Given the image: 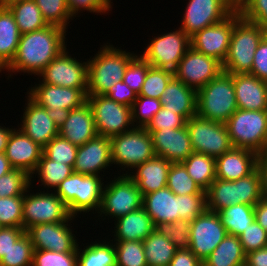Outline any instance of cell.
Instances as JSON below:
<instances>
[{
  "label": "cell",
  "instance_id": "1",
  "mask_svg": "<svg viewBox=\"0 0 267 266\" xmlns=\"http://www.w3.org/2000/svg\"><path fill=\"white\" fill-rule=\"evenodd\" d=\"M66 30L55 25L21 34L16 55L3 70L39 75L44 68L66 49Z\"/></svg>",
  "mask_w": 267,
  "mask_h": 266
},
{
  "label": "cell",
  "instance_id": "2",
  "mask_svg": "<svg viewBox=\"0 0 267 266\" xmlns=\"http://www.w3.org/2000/svg\"><path fill=\"white\" fill-rule=\"evenodd\" d=\"M106 43L88 62L87 95H105L110 87L123 80L126 67L136 56Z\"/></svg>",
  "mask_w": 267,
  "mask_h": 266
},
{
  "label": "cell",
  "instance_id": "3",
  "mask_svg": "<svg viewBox=\"0 0 267 266\" xmlns=\"http://www.w3.org/2000/svg\"><path fill=\"white\" fill-rule=\"evenodd\" d=\"M261 199V176L256 168L235 181L216 178L206 190V209L219 213L235 204L255 206Z\"/></svg>",
  "mask_w": 267,
  "mask_h": 266
},
{
  "label": "cell",
  "instance_id": "4",
  "mask_svg": "<svg viewBox=\"0 0 267 266\" xmlns=\"http://www.w3.org/2000/svg\"><path fill=\"white\" fill-rule=\"evenodd\" d=\"M237 109L233 74L222 71L197 91V115L201 118L226 123Z\"/></svg>",
  "mask_w": 267,
  "mask_h": 266
},
{
  "label": "cell",
  "instance_id": "5",
  "mask_svg": "<svg viewBox=\"0 0 267 266\" xmlns=\"http://www.w3.org/2000/svg\"><path fill=\"white\" fill-rule=\"evenodd\" d=\"M102 176L84 175L73 172L59 184L54 193L68 207L69 213L76 217L77 213L99 212L102 201L104 180Z\"/></svg>",
  "mask_w": 267,
  "mask_h": 266
},
{
  "label": "cell",
  "instance_id": "6",
  "mask_svg": "<svg viewBox=\"0 0 267 266\" xmlns=\"http://www.w3.org/2000/svg\"><path fill=\"white\" fill-rule=\"evenodd\" d=\"M264 37V30L242 16L235 22L228 55L222 64L228 74L251 73L254 54L259 42Z\"/></svg>",
  "mask_w": 267,
  "mask_h": 266
},
{
  "label": "cell",
  "instance_id": "7",
  "mask_svg": "<svg viewBox=\"0 0 267 266\" xmlns=\"http://www.w3.org/2000/svg\"><path fill=\"white\" fill-rule=\"evenodd\" d=\"M225 125L234 148L267 151V110L237 109Z\"/></svg>",
  "mask_w": 267,
  "mask_h": 266
},
{
  "label": "cell",
  "instance_id": "8",
  "mask_svg": "<svg viewBox=\"0 0 267 266\" xmlns=\"http://www.w3.org/2000/svg\"><path fill=\"white\" fill-rule=\"evenodd\" d=\"M110 142L111 161L123 171L126 168L128 172L133 171V168L156 156L152 136L145 127H133L125 133L110 137Z\"/></svg>",
  "mask_w": 267,
  "mask_h": 266
},
{
  "label": "cell",
  "instance_id": "9",
  "mask_svg": "<svg viewBox=\"0 0 267 266\" xmlns=\"http://www.w3.org/2000/svg\"><path fill=\"white\" fill-rule=\"evenodd\" d=\"M103 187L99 216L118 219L142 208L143 196L136 183L128 175L114 177ZM104 214V215H103ZM109 215V216H108Z\"/></svg>",
  "mask_w": 267,
  "mask_h": 266
},
{
  "label": "cell",
  "instance_id": "10",
  "mask_svg": "<svg viewBox=\"0 0 267 266\" xmlns=\"http://www.w3.org/2000/svg\"><path fill=\"white\" fill-rule=\"evenodd\" d=\"M186 127L194 152L216 159L233 148L225 123L195 115L186 121Z\"/></svg>",
  "mask_w": 267,
  "mask_h": 266
},
{
  "label": "cell",
  "instance_id": "11",
  "mask_svg": "<svg viewBox=\"0 0 267 266\" xmlns=\"http://www.w3.org/2000/svg\"><path fill=\"white\" fill-rule=\"evenodd\" d=\"M28 188L23 196V228L43 223L73 221L76 217L69 213L68 207L54 191L33 192ZM30 193V195H29Z\"/></svg>",
  "mask_w": 267,
  "mask_h": 266
},
{
  "label": "cell",
  "instance_id": "12",
  "mask_svg": "<svg viewBox=\"0 0 267 266\" xmlns=\"http://www.w3.org/2000/svg\"><path fill=\"white\" fill-rule=\"evenodd\" d=\"M178 29L154 36L140 55L152 67L174 72L191 47L190 37L180 27Z\"/></svg>",
  "mask_w": 267,
  "mask_h": 266
},
{
  "label": "cell",
  "instance_id": "13",
  "mask_svg": "<svg viewBox=\"0 0 267 266\" xmlns=\"http://www.w3.org/2000/svg\"><path fill=\"white\" fill-rule=\"evenodd\" d=\"M87 102L92 108L98 135L110 138L133 128L131 107L105 95H87Z\"/></svg>",
  "mask_w": 267,
  "mask_h": 266
},
{
  "label": "cell",
  "instance_id": "14",
  "mask_svg": "<svg viewBox=\"0 0 267 266\" xmlns=\"http://www.w3.org/2000/svg\"><path fill=\"white\" fill-rule=\"evenodd\" d=\"M35 84L27 95L39 106L46 108L60 120L70 110L81 107L87 102L88 88H70L48 83Z\"/></svg>",
  "mask_w": 267,
  "mask_h": 266
},
{
  "label": "cell",
  "instance_id": "15",
  "mask_svg": "<svg viewBox=\"0 0 267 266\" xmlns=\"http://www.w3.org/2000/svg\"><path fill=\"white\" fill-rule=\"evenodd\" d=\"M227 234L220 214L205 209L191 221L189 249L203 262Z\"/></svg>",
  "mask_w": 267,
  "mask_h": 266
},
{
  "label": "cell",
  "instance_id": "16",
  "mask_svg": "<svg viewBox=\"0 0 267 266\" xmlns=\"http://www.w3.org/2000/svg\"><path fill=\"white\" fill-rule=\"evenodd\" d=\"M180 28L191 38L202 29L219 23L236 8V0H189Z\"/></svg>",
  "mask_w": 267,
  "mask_h": 266
},
{
  "label": "cell",
  "instance_id": "17",
  "mask_svg": "<svg viewBox=\"0 0 267 266\" xmlns=\"http://www.w3.org/2000/svg\"><path fill=\"white\" fill-rule=\"evenodd\" d=\"M241 17L236 8L221 22L210 25L190 38L191 47L204 55L216 58L223 64L225 61L235 22Z\"/></svg>",
  "mask_w": 267,
  "mask_h": 266
},
{
  "label": "cell",
  "instance_id": "18",
  "mask_svg": "<svg viewBox=\"0 0 267 266\" xmlns=\"http://www.w3.org/2000/svg\"><path fill=\"white\" fill-rule=\"evenodd\" d=\"M222 71V63L216 58L204 55L190 47L174 71V77L198 91Z\"/></svg>",
  "mask_w": 267,
  "mask_h": 266
},
{
  "label": "cell",
  "instance_id": "19",
  "mask_svg": "<svg viewBox=\"0 0 267 266\" xmlns=\"http://www.w3.org/2000/svg\"><path fill=\"white\" fill-rule=\"evenodd\" d=\"M43 83L51 85L88 88V62H80L69 55L67 48L55 57L38 75Z\"/></svg>",
  "mask_w": 267,
  "mask_h": 266
},
{
  "label": "cell",
  "instance_id": "20",
  "mask_svg": "<svg viewBox=\"0 0 267 266\" xmlns=\"http://www.w3.org/2000/svg\"><path fill=\"white\" fill-rule=\"evenodd\" d=\"M69 221L43 223L30 226L25 230L34 250L54 252H77V237L73 234Z\"/></svg>",
  "mask_w": 267,
  "mask_h": 266
},
{
  "label": "cell",
  "instance_id": "21",
  "mask_svg": "<svg viewBox=\"0 0 267 266\" xmlns=\"http://www.w3.org/2000/svg\"><path fill=\"white\" fill-rule=\"evenodd\" d=\"M28 97V98H27ZM23 109L20 129L33 142L44 148L54 137L59 135V120L46 108L39 106L28 95Z\"/></svg>",
  "mask_w": 267,
  "mask_h": 266
},
{
  "label": "cell",
  "instance_id": "22",
  "mask_svg": "<svg viewBox=\"0 0 267 266\" xmlns=\"http://www.w3.org/2000/svg\"><path fill=\"white\" fill-rule=\"evenodd\" d=\"M111 164V142L109 137L97 135L77 149L73 171L84 175L100 176ZM103 169V170H102Z\"/></svg>",
  "mask_w": 267,
  "mask_h": 266
},
{
  "label": "cell",
  "instance_id": "23",
  "mask_svg": "<svg viewBox=\"0 0 267 266\" xmlns=\"http://www.w3.org/2000/svg\"><path fill=\"white\" fill-rule=\"evenodd\" d=\"M152 136L156 156L171 163L185 161L194 151L186 125L177 129L148 131Z\"/></svg>",
  "mask_w": 267,
  "mask_h": 266
},
{
  "label": "cell",
  "instance_id": "24",
  "mask_svg": "<svg viewBox=\"0 0 267 266\" xmlns=\"http://www.w3.org/2000/svg\"><path fill=\"white\" fill-rule=\"evenodd\" d=\"M59 135L77 147L98 135L92 108L88 102L68 111L59 120Z\"/></svg>",
  "mask_w": 267,
  "mask_h": 266
},
{
  "label": "cell",
  "instance_id": "25",
  "mask_svg": "<svg viewBox=\"0 0 267 266\" xmlns=\"http://www.w3.org/2000/svg\"><path fill=\"white\" fill-rule=\"evenodd\" d=\"M42 154L41 146L33 142L20 129H13L7 142L5 155L14 169L24 170L31 176Z\"/></svg>",
  "mask_w": 267,
  "mask_h": 266
},
{
  "label": "cell",
  "instance_id": "26",
  "mask_svg": "<svg viewBox=\"0 0 267 266\" xmlns=\"http://www.w3.org/2000/svg\"><path fill=\"white\" fill-rule=\"evenodd\" d=\"M216 160V178L235 181L257 168L258 154L244 148H232Z\"/></svg>",
  "mask_w": 267,
  "mask_h": 266
},
{
  "label": "cell",
  "instance_id": "27",
  "mask_svg": "<svg viewBox=\"0 0 267 266\" xmlns=\"http://www.w3.org/2000/svg\"><path fill=\"white\" fill-rule=\"evenodd\" d=\"M238 109L267 110V82L249 73L233 74Z\"/></svg>",
  "mask_w": 267,
  "mask_h": 266
},
{
  "label": "cell",
  "instance_id": "28",
  "mask_svg": "<svg viewBox=\"0 0 267 266\" xmlns=\"http://www.w3.org/2000/svg\"><path fill=\"white\" fill-rule=\"evenodd\" d=\"M171 164L169 160L155 156L133 169L134 172L128 173L125 171V173H122L128 175L136 183L143 196L167 187Z\"/></svg>",
  "mask_w": 267,
  "mask_h": 266
},
{
  "label": "cell",
  "instance_id": "29",
  "mask_svg": "<svg viewBox=\"0 0 267 266\" xmlns=\"http://www.w3.org/2000/svg\"><path fill=\"white\" fill-rule=\"evenodd\" d=\"M142 207L155 226L179 219V195L168 187L143 195Z\"/></svg>",
  "mask_w": 267,
  "mask_h": 266
},
{
  "label": "cell",
  "instance_id": "30",
  "mask_svg": "<svg viewBox=\"0 0 267 266\" xmlns=\"http://www.w3.org/2000/svg\"><path fill=\"white\" fill-rule=\"evenodd\" d=\"M162 106L186 120L197 115V91L173 77L160 98Z\"/></svg>",
  "mask_w": 267,
  "mask_h": 266
},
{
  "label": "cell",
  "instance_id": "31",
  "mask_svg": "<svg viewBox=\"0 0 267 266\" xmlns=\"http://www.w3.org/2000/svg\"><path fill=\"white\" fill-rule=\"evenodd\" d=\"M116 220L113 231L114 241H143L155 230L151 217L143 207Z\"/></svg>",
  "mask_w": 267,
  "mask_h": 266
},
{
  "label": "cell",
  "instance_id": "32",
  "mask_svg": "<svg viewBox=\"0 0 267 266\" xmlns=\"http://www.w3.org/2000/svg\"><path fill=\"white\" fill-rule=\"evenodd\" d=\"M21 37L10 9L0 3V72L14 59Z\"/></svg>",
  "mask_w": 267,
  "mask_h": 266
},
{
  "label": "cell",
  "instance_id": "33",
  "mask_svg": "<svg viewBox=\"0 0 267 266\" xmlns=\"http://www.w3.org/2000/svg\"><path fill=\"white\" fill-rule=\"evenodd\" d=\"M4 4L13 13L21 34L48 26L34 0H7Z\"/></svg>",
  "mask_w": 267,
  "mask_h": 266
},
{
  "label": "cell",
  "instance_id": "34",
  "mask_svg": "<svg viewBox=\"0 0 267 266\" xmlns=\"http://www.w3.org/2000/svg\"><path fill=\"white\" fill-rule=\"evenodd\" d=\"M245 257L239 237L227 234L203 261V266H242L245 264Z\"/></svg>",
  "mask_w": 267,
  "mask_h": 266
},
{
  "label": "cell",
  "instance_id": "35",
  "mask_svg": "<svg viewBox=\"0 0 267 266\" xmlns=\"http://www.w3.org/2000/svg\"><path fill=\"white\" fill-rule=\"evenodd\" d=\"M147 266H169L177 248L172 241L154 230L143 240Z\"/></svg>",
  "mask_w": 267,
  "mask_h": 266
},
{
  "label": "cell",
  "instance_id": "36",
  "mask_svg": "<svg viewBox=\"0 0 267 266\" xmlns=\"http://www.w3.org/2000/svg\"><path fill=\"white\" fill-rule=\"evenodd\" d=\"M189 176L206 191L216 179V160L208 155L193 152L185 161L181 162Z\"/></svg>",
  "mask_w": 267,
  "mask_h": 266
},
{
  "label": "cell",
  "instance_id": "37",
  "mask_svg": "<svg viewBox=\"0 0 267 266\" xmlns=\"http://www.w3.org/2000/svg\"><path fill=\"white\" fill-rule=\"evenodd\" d=\"M113 240L95 241L83 250L77 246L78 266H116V252ZM80 248V249H79ZM82 251V252H81Z\"/></svg>",
  "mask_w": 267,
  "mask_h": 266
},
{
  "label": "cell",
  "instance_id": "38",
  "mask_svg": "<svg viewBox=\"0 0 267 266\" xmlns=\"http://www.w3.org/2000/svg\"><path fill=\"white\" fill-rule=\"evenodd\" d=\"M73 167L64 163L55 162L49 159L44 153L38 162L37 168L31 175L38 174V181L44 185L43 187L53 189L54 191L68 176L73 173Z\"/></svg>",
  "mask_w": 267,
  "mask_h": 266
},
{
  "label": "cell",
  "instance_id": "39",
  "mask_svg": "<svg viewBox=\"0 0 267 266\" xmlns=\"http://www.w3.org/2000/svg\"><path fill=\"white\" fill-rule=\"evenodd\" d=\"M219 214L227 233L237 237L255 220L254 206L246 204L231 205Z\"/></svg>",
  "mask_w": 267,
  "mask_h": 266
},
{
  "label": "cell",
  "instance_id": "40",
  "mask_svg": "<svg viewBox=\"0 0 267 266\" xmlns=\"http://www.w3.org/2000/svg\"><path fill=\"white\" fill-rule=\"evenodd\" d=\"M167 187L175 195L206 194L189 176L182 163H172L168 173Z\"/></svg>",
  "mask_w": 267,
  "mask_h": 266
},
{
  "label": "cell",
  "instance_id": "41",
  "mask_svg": "<svg viewBox=\"0 0 267 266\" xmlns=\"http://www.w3.org/2000/svg\"><path fill=\"white\" fill-rule=\"evenodd\" d=\"M116 266H147L143 241H114Z\"/></svg>",
  "mask_w": 267,
  "mask_h": 266
},
{
  "label": "cell",
  "instance_id": "42",
  "mask_svg": "<svg viewBox=\"0 0 267 266\" xmlns=\"http://www.w3.org/2000/svg\"><path fill=\"white\" fill-rule=\"evenodd\" d=\"M31 176L24 170L13 169L0 177V198L24 196L28 188H32Z\"/></svg>",
  "mask_w": 267,
  "mask_h": 266
},
{
  "label": "cell",
  "instance_id": "43",
  "mask_svg": "<svg viewBox=\"0 0 267 266\" xmlns=\"http://www.w3.org/2000/svg\"><path fill=\"white\" fill-rule=\"evenodd\" d=\"M41 10L42 16L48 25H55L67 30L69 19L72 17L69 13L66 0H34Z\"/></svg>",
  "mask_w": 267,
  "mask_h": 266
},
{
  "label": "cell",
  "instance_id": "44",
  "mask_svg": "<svg viewBox=\"0 0 267 266\" xmlns=\"http://www.w3.org/2000/svg\"><path fill=\"white\" fill-rule=\"evenodd\" d=\"M33 245L24 233L0 259V266H32Z\"/></svg>",
  "mask_w": 267,
  "mask_h": 266
},
{
  "label": "cell",
  "instance_id": "45",
  "mask_svg": "<svg viewBox=\"0 0 267 266\" xmlns=\"http://www.w3.org/2000/svg\"><path fill=\"white\" fill-rule=\"evenodd\" d=\"M173 77L174 72L151 66L147 71L146 78L138 95L160 100L166 86Z\"/></svg>",
  "mask_w": 267,
  "mask_h": 266
},
{
  "label": "cell",
  "instance_id": "46",
  "mask_svg": "<svg viewBox=\"0 0 267 266\" xmlns=\"http://www.w3.org/2000/svg\"><path fill=\"white\" fill-rule=\"evenodd\" d=\"M78 147L57 135L43 148V153L51 160L73 167Z\"/></svg>",
  "mask_w": 267,
  "mask_h": 266
},
{
  "label": "cell",
  "instance_id": "47",
  "mask_svg": "<svg viewBox=\"0 0 267 266\" xmlns=\"http://www.w3.org/2000/svg\"><path fill=\"white\" fill-rule=\"evenodd\" d=\"M23 196L0 198V226L23 228Z\"/></svg>",
  "mask_w": 267,
  "mask_h": 266
},
{
  "label": "cell",
  "instance_id": "48",
  "mask_svg": "<svg viewBox=\"0 0 267 266\" xmlns=\"http://www.w3.org/2000/svg\"><path fill=\"white\" fill-rule=\"evenodd\" d=\"M191 222L178 219L172 223H159L155 226L160 234L168 237L177 249H188Z\"/></svg>",
  "mask_w": 267,
  "mask_h": 266
},
{
  "label": "cell",
  "instance_id": "49",
  "mask_svg": "<svg viewBox=\"0 0 267 266\" xmlns=\"http://www.w3.org/2000/svg\"><path fill=\"white\" fill-rule=\"evenodd\" d=\"M161 108L159 99L138 95L131 107L133 127H146Z\"/></svg>",
  "mask_w": 267,
  "mask_h": 266
},
{
  "label": "cell",
  "instance_id": "50",
  "mask_svg": "<svg viewBox=\"0 0 267 266\" xmlns=\"http://www.w3.org/2000/svg\"><path fill=\"white\" fill-rule=\"evenodd\" d=\"M32 266H78L77 252L34 250Z\"/></svg>",
  "mask_w": 267,
  "mask_h": 266
},
{
  "label": "cell",
  "instance_id": "51",
  "mask_svg": "<svg viewBox=\"0 0 267 266\" xmlns=\"http://www.w3.org/2000/svg\"><path fill=\"white\" fill-rule=\"evenodd\" d=\"M236 3L244 19L267 29V0H236Z\"/></svg>",
  "mask_w": 267,
  "mask_h": 266
},
{
  "label": "cell",
  "instance_id": "52",
  "mask_svg": "<svg viewBox=\"0 0 267 266\" xmlns=\"http://www.w3.org/2000/svg\"><path fill=\"white\" fill-rule=\"evenodd\" d=\"M150 67L151 65L140 54L136 55L126 67L123 82L139 94Z\"/></svg>",
  "mask_w": 267,
  "mask_h": 266
},
{
  "label": "cell",
  "instance_id": "53",
  "mask_svg": "<svg viewBox=\"0 0 267 266\" xmlns=\"http://www.w3.org/2000/svg\"><path fill=\"white\" fill-rule=\"evenodd\" d=\"M206 209V194L179 195V219L193 221Z\"/></svg>",
  "mask_w": 267,
  "mask_h": 266
},
{
  "label": "cell",
  "instance_id": "54",
  "mask_svg": "<svg viewBox=\"0 0 267 266\" xmlns=\"http://www.w3.org/2000/svg\"><path fill=\"white\" fill-rule=\"evenodd\" d=\"M239 239L245 254L267 246V232L256 220L243 231Z\"/></svg>",
  "mask_w": 267,
  "mask_h": 266
},
{
  "label": "cell",
  "instance_id": "55",
  "mask_svg": "<svg viewBox=\"0 0 267 266\" xmlns=\"http://www.w3.org/2000/svg\"><path fill=\"white\" fill-rule=\"evenodd\" d=\"M186 119L162 106L145 127L147 131L177 129L186 125Z\"/></svg>",
  "mask_w": 267,
  "mask_h": 266
},
{
  "label": "cell",
  "instance_id": "56",
  "mask_svg": "<svg viewBox=\"0 0 267 266\" xmlns=\"http://www.w3.org/2000/svg\"><path fill=\"white\" fill-rule=\"evenodd\" d=\"M112 0H66L69 13L72 17H76L81 11H89L90 13H106L112 9Z\"/></svg>",
  "mask_w": 267,
  "mask_h": 266
},
{
  "label": "cell",
  "instance_id": "57",
  "mask_svg": "<svg viewBox=\"0 0 267 266\" xmlns=\"http://www.w3.org/2000/svg\"><path fill=\"white\" fill-rule=\"evenodd\" d=\"M250 74L267 82V39L265 37L257 46Z\"/></svg>",
  "mask_w": 267,
  "mask_h": 266
},
{
  "label": "cell",
  "instance_id": "58",
  "mask_svg": "<svg viewBox=\"0 0 267 266\" xmlns=\"http://www.w3.org/2000/svg\"><path fill=\"white\" fill-rule=\"evenodd\" d=\"M105 96L110 99L132 107L134 101L137 99L138 94L133 91L123 80L113 84Z\"/></svg>",
  "mask_w": 267,
  "mask_h": 266
},
{
  "label": "cell",
  "instance_id": "59",
  "mask_svg": "<svg viewBox=\"0 0 267 266\" xmlns=\"http://www.w3.org/2000/svg\"><path fill=\"white\" fill-rule=\"evenodd\" d=\"M25 233L24 228L1 227L0 229V259L11 246Z\"/></svg>",
  "mask_w": 267,
  "mask_h": 266
},
{
  "label": "cell",
  "instance_id": "60",
  "mask_svg": "<svg viewBox=\"0 0 267 266\" xmlns=\"http://www.w3.org/2000/svg\"><path fill=\"white\" fill-rule=\"evenodd\" d=\"M169 266H203V262L189 248L177 249Z\"/></svg>",
  "mask_w": 267,
  "mask_h": 266
},
{
  "label": "cell",
  "instance_id": "61",
  "mask_svg": "<svg viewBox=\"0 0 267 266\" xmlns=\"http://www.w3.org/2000/svg\"><path fill=\"white\" fill-rule=\"evenodd\" d=\"M257 169L261 176V197L267 200V151L258 155Z\"/></svg>",
  "mask_w": 267,
  "mask_h": 266
},
{
  "label": "cell",
  "instance_id": "62",
  "mask_svg": "<svg viewBox=\"0 0 267 266\" xmlns=\"http://www.w3.org/2000/svg\"><path fill=\"white\" fill-rule=\"evenodd\" d=\"M247 266H267V246L248 252L245 257Z\"/></svg>",
  "mask_w": 267,
  "mask_h": 266
},
{
  "label": "cell",
  "instance_id": "63",
  "mask_svg": "<svg viewBox=\"0 0 267 266\" xmlns=\"http://www.w3.org/2000/svg\"><path fill=\"white\" fill-rule=\"evenodd\" d=\"M255 220L267 232V200L261 199L254 206Z\"/></svg>",
  "mask_w": 267,
  "mask_h": 266
},
{
  "label": "cell",
  "instance_id": "64",
  "mask_svg": "<svg viewBox=\"0 0 267 266\" xmlns=\"http://www.w3.org/2000/svg\"><path fill=\"white\" fill-rule=\"evenodd\" d=\"M13 129V127L9 129L8 127L0 126V153L5 152L9 136Z\"/></svg>",
  "mask_w": 267,
  "mask_h": 266
},
{
  "label": "cell",
  "instance_id": "65",
  "mask_svg": "<svg viewBox=\"0 0 267 266\" xmlns=\"http://www.w3.org/2000/svg\"><path fill=\"white\" fill-rule=\"evenodd\" d=\"M14 168L11 166L8 158L5 155V152L0 153V177L7 174Z\"/></svg>",
  "mask_w": 267,
  "mask_h": 266
},
{
  "label": "cell",
  "instance_id": "66",
  "mask_svg": "<svg viewBox=\"0 0 267 266\" xmlns=\"http://www.w3.org/2000/svg\"><path fill=\"white\" fill-rule=\"evenodd\" d=\"M264 37L267 39V29L264 30Z\"/></svg>",
  "mask_w": 267,
  "mask_h": 266
},
{
  "label": "cell",
  "instance_id": "67",
  "mask_svg": "<svg viewBox=\"0 0 267 266\" xmlns=\"http://www.w3.org/2000/svg\"><path fill=\"white\" fill-rule=\"evenodd\" d=\"M5 1H7V0H0V3H4Z\"/></svg>",
  "mask_w": 267,
  "mask_h": 266
}]
</instances>
